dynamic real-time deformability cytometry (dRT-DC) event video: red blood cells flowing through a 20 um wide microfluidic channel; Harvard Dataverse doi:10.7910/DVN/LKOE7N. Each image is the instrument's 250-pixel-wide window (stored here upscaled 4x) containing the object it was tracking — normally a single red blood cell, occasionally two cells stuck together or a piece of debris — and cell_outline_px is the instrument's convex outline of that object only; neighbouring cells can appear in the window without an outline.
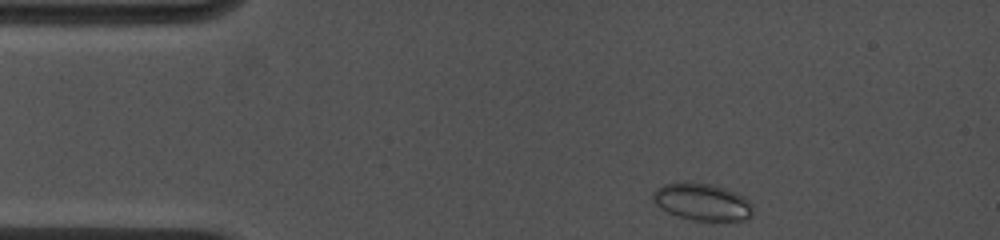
{"species": "common noctule bat (a hibernating species)", "species_latin": "Nyctalus noctula", "temperature_condition": "cold", "stored_images_in_passage": 29, "camera_frame_rate_fps": 4500, "um_per_image_px": 0.085, "animal": {"sex": "female", "body_mass_g": 19.0, "forearm_length_mm": 53.3}, "frame": {"image": 1, "passage_image": 1, "time_ms": 0.0, "image_size_px": [1000, 240], "cell_outline_px": [[752, 216], [744, 220], [692, 220], [676, 216], [660, 208], [652, 200], [652, 192], [656, 188], [664, 184], [684, 180], [712, 184], [736, 192], [744, 196], [752, 204]], "centroid_in_image_um": [59.65, 17.13], "position_along_channel_um": 25.4, "area_um2": 22.02}}
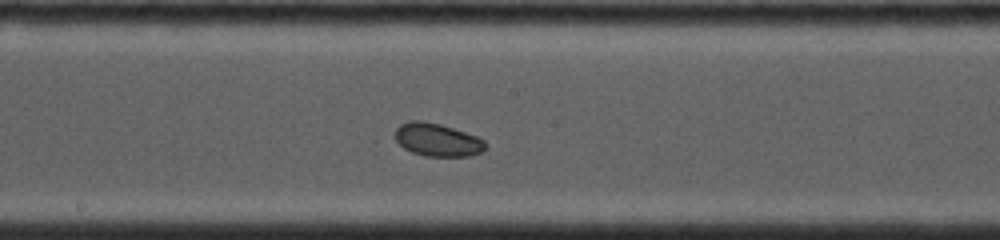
{"frame": {"image": 2, "passage_image": 15, "time_ms": 6.222, "image_size_px": [1000, 240], "cell_outline_px": [[484, 148], [480, 152], [468, 156], [424, 156], [412, 152], [404, 148], [396, 140], [396, 128], [400, 124], [412, 120], [420, 120], [440, 124], [476, 136], [484, 140]], "centroid_in_image_um": [37.14, 11.88], "position_along_channel_um": 211.1, "area_um2": 17.05}}
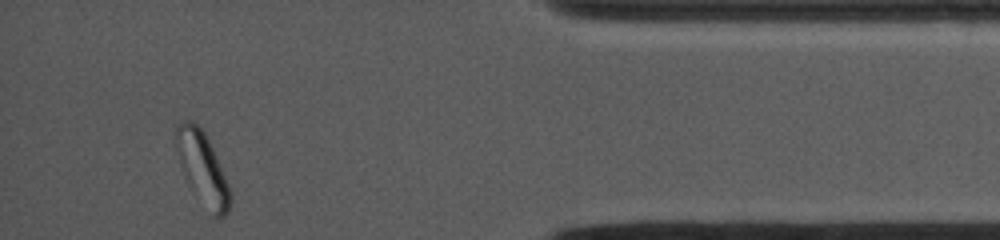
{"frame": {"image": 3, "passage_image": 29, "time_ms": 12.222, "image_size_px": [1000, 240], "cell_outline_px": [[232, 200], [228, 212], [224, 216], [212, 216], [188, 184], [184, 176], [180, 164], [176, 144], [176, 124], [180, 120], [192, 120], [204, 132], [212, 148], [232, 192]], "centroid_in_image_um": [17.21, 14.32], "position_along_channel_um": 418.0, "area_um2": 22.6}, "authors_computed_cell_mechanics": {"area_um2": 17.7446, "velocity_mm_per_s": 3.9396, "shape_relaxation_time_tau1_ms": 2.8103, "shape_relaxation_time_tau2_ms": 6.189, "deformation_change_tau1": 0.0593, "deformation_change_tau2": 0.0701}}